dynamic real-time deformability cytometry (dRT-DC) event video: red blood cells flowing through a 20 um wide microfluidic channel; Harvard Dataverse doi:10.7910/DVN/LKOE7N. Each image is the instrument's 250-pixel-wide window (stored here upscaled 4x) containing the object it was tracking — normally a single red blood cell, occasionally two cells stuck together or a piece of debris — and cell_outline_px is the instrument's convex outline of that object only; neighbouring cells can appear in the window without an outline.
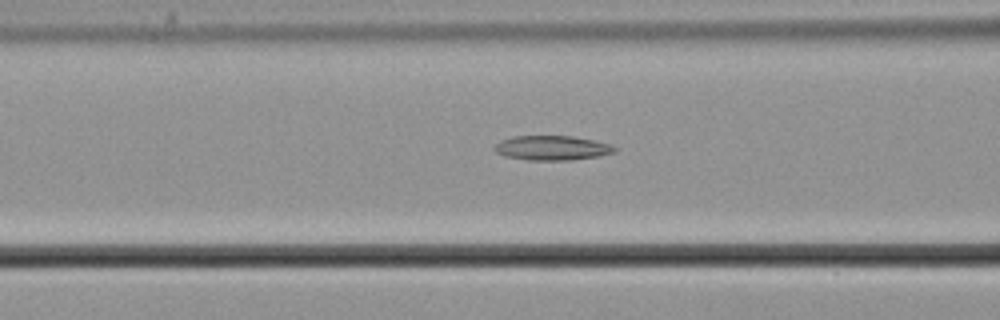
{"species": "common noctule bat (a hibernating species)", "species_latin": "Nyctalus noctula", "temperature_condition": "cold", "stored_images_in_passage": 38, "camera_frame_rate_fps": 3000, "um_per_image_px": 0.085, "animal": {"sex": "male", "body_mass_g": 21.5, "forearm_length_mm": 52.0}, "frame": {"image": 1, "passage_image": 16, "time_ms": 5.0, "image_size_px": [1000, 320], "cell_outline_px": [[616, 152], [600, 156], [572, 160], [528, 160], [504, 156], [496, 152], [492, 148], [500, 140], [512, 136], [572, 136], [612, 144], [616, 148]], "centroid_in_image_um": [46.92, 12.57], "position_along_channel_um": 119.7, "area_um2": 17.34}}
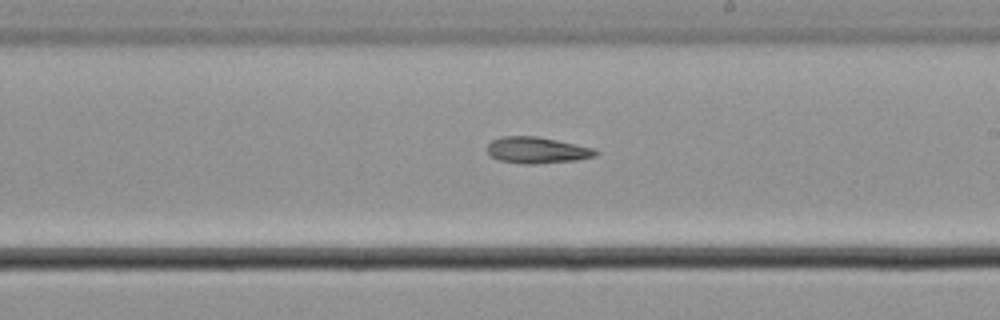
{"frame": {"image": 2, "passage_image": 26, "time_ms": 8.333, "image_size_px": [1000, 320], "cell_outline_px": [[600, 152], [596, 156], [576, 160], [536, 164], [524, 164], [500, 160], [492, 156], [488, 152], [488, 144], [492, 140], [500, 136], [536, 136], [556, 140], [592, 148]], "centroid_in_image_um": [45.64, 12.76], "position_along_channel_um": 243.4, "area_um2": 16.47}}
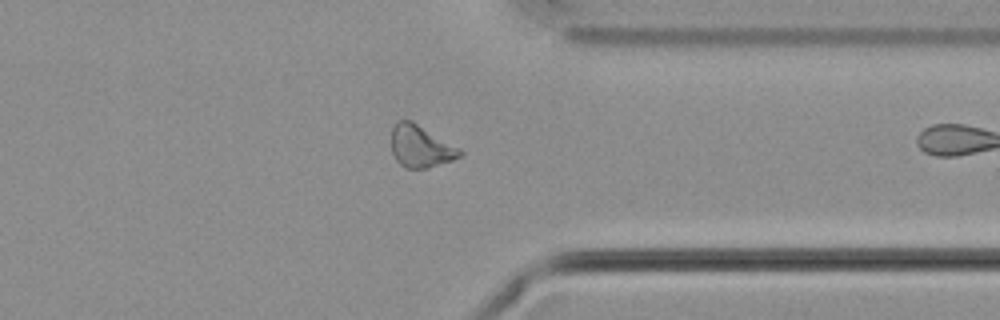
{"frame": {"image": 3, "passage_image": 37, "time_ms": 12.0, "image_size_px": [1000, 320], "cell_outline_px": [[464, 152], [460, 156], [452, 160], [428, 168], [404, 168], [396, 160], [392, 152], [392, 128], [396, 120], [412, 120], [460, 148]], "centroid_in_image_um": [35.75, 12.43], "position_along_channel_um": 375.7, "area_um2": 16.88}}